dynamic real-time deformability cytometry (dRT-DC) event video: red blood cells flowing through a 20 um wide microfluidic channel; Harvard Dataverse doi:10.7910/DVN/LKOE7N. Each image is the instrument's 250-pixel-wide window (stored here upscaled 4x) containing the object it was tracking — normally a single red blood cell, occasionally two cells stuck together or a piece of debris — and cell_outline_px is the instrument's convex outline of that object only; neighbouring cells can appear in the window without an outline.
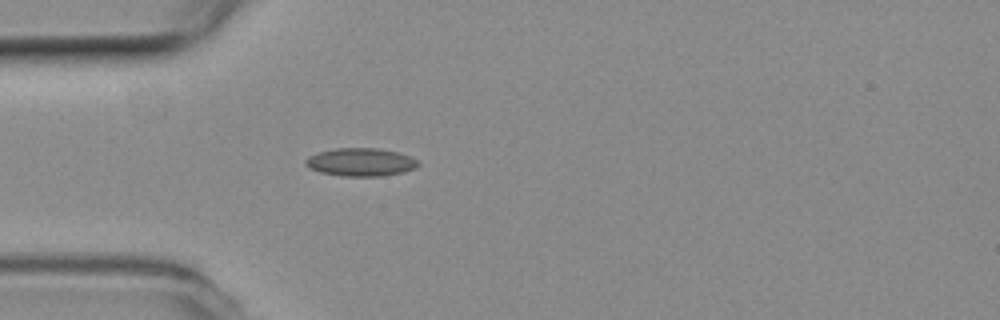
{"species": "common noctule bat (a hibernating species)", "species_latin": "Nyctalus noctula", "temperature_condition": "room temperature", "stored_images_in_passage": 36, "camera_frame_rate_fps": 3000, "um_per_image_px": 0.085, "animal": {"sex": "female", "body_mass_g": 19.3, "forearm_length_mm": 54.1}, "frame": {"image": 1, "passage_image": 1, "time_ms": 0.0, "image_size_px": [1000, 320], "cell_outline_px": [[420, 164], [416, 168], [404, 172], [384, 176], [344, 176], [320, 172], [304, 164], [304, 160], [308, 156], [332, 148], [380, 148], [412, 156]], "centroid_in_image_um": [30.68, 13.77], "position_along_channel_um": 54.3, "area_um2": 18.5}}
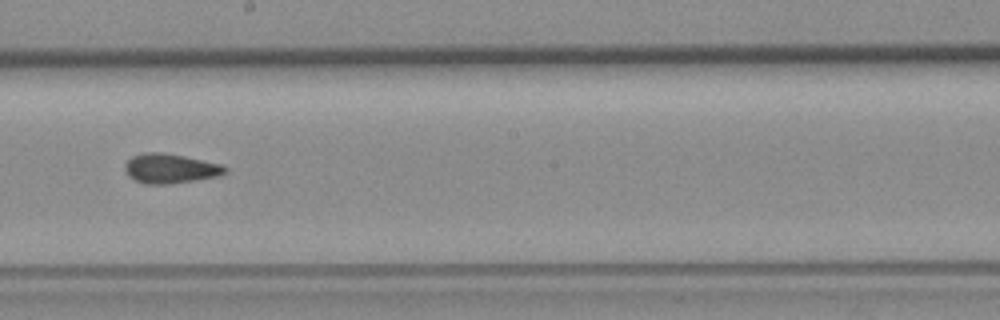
{"frame": {"image": 2, "passage_image": 16, "time_ms": 5.0, "image_size_px": [1000, 320], "cell_outline_px": [[228, 172], [220, 176], [172, 184], [144, 184], [128, 176], [124, 168], [124, 164], [132, 156], [144, 152], [160, 152], [184, 156], [220, 164], [228, 168]], "centroid_in_image_um": [14.47, 14.33], "position_along_channel_um": 233.7, "area_um2": 17.4}}
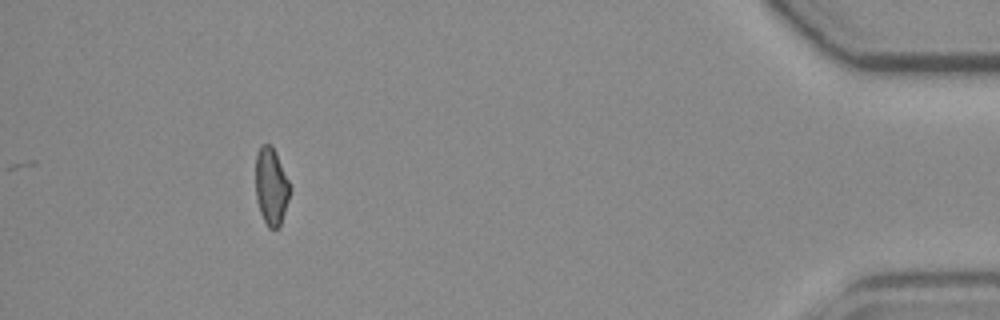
{"frame": {"image": 3, "passage_image": 36, "time_ms": 11.667, "image_size_px": [1000, 320], "cell_outline_px": [[288, 200], [280, 224], [276, 228], [268, 228], [260, 212], [256, 200], [256, 152], [260, 144], [268, 144], [276, 152], [288, 180]], "centroid_in_image_um": [23.01, 15.82], "position_along_channel_um": 412.2, "area_um2": 15.09}, "authors_computed_cell_mechanics": {"area_um2": 16.473, "velocity_mm_per_s": 3.6889, "shape_relaxation_time_tau1_ms": 9.9673, "shape_relaxation_time_tau2_ms": 1.9178, "deformation_change_tau1": 0.1762, "deformation_change_tau2": 0.0928}}